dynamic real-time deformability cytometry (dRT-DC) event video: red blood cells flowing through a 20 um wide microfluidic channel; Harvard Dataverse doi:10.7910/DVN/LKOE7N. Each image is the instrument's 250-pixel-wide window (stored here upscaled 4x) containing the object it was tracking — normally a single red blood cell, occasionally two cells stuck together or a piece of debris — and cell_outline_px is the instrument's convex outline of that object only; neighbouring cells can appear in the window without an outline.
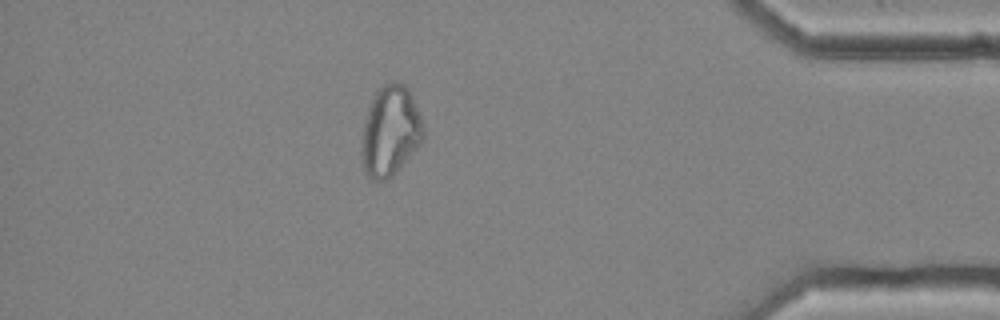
{"species": "common noctule bat (a hibernating species)", "species_latin": "Nyctalus noctula", "temperature_condition": "cold", "stored_images_in_passage": 48, "camera_frame_rate_fps": 3000, "um_per_image_px": 0.085, "animal": {"sex": "female", "body_mass_g": 25.1}, "frame": {"image": 1, "passage_image": 48, "time_ms": 15.667, "image_size_px": [1000, 320], "cell_outline_px": [[424, 136], [420, 144], [396, 172], [388, 180], [372, 180], [364, 172], [360, 152], [364, 120], [368, 108], [376, 88], [388, 80], [392, 80], [404, 84], [408, 88], [412, 96], [424, 124]], "centroid_in_image_um": [33.15, 11.11], "position_along_channel_um": 402.0, "area_um2": 33.0}}